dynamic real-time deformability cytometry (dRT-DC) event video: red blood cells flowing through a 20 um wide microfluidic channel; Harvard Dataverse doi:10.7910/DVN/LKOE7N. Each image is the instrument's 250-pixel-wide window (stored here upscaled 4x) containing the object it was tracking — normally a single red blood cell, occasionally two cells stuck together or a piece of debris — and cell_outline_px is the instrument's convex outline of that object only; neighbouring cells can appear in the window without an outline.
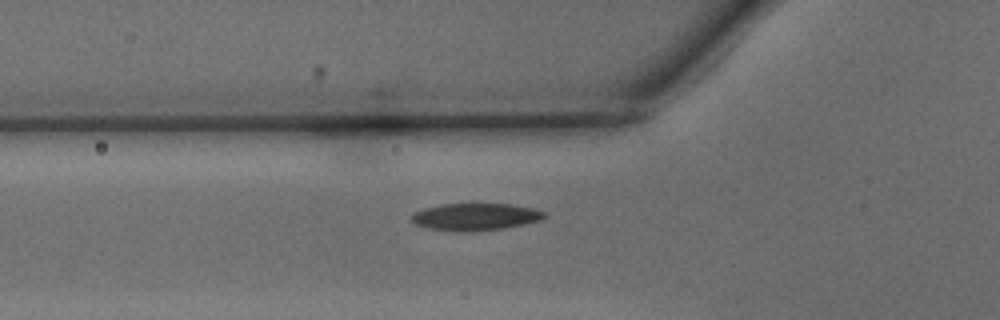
{"species": "common noctule bat (a hibernating species)", "species_latin": "Nyctalus noctula", "temperature_condition": "warm", "stored_images_in_passage": 36, "camera_frame_rate_fps": 3000, "um_per_image_px": 0.085, "animal": {"sex": "male", "body_mass_g": 15.6}, "frame": {"image": 1, "passage_image": 5, "time_ms": 1.333, "image_size_px": [1000, 320], "cell_outline_px": [[548, 216], [540, 220], [524, 224], [504, 228], [464, 232], [456, 232], [428, 228], [416, 224], [412, 220], [412, 216], [416, 212], [424, 208], [440, 204], [512, 204], [532, 208], [544, 212]], "centroid_in_image_um": [40.42, 18.43], "position_along_channel_um": 85.4, "area_um2": 20.92}}
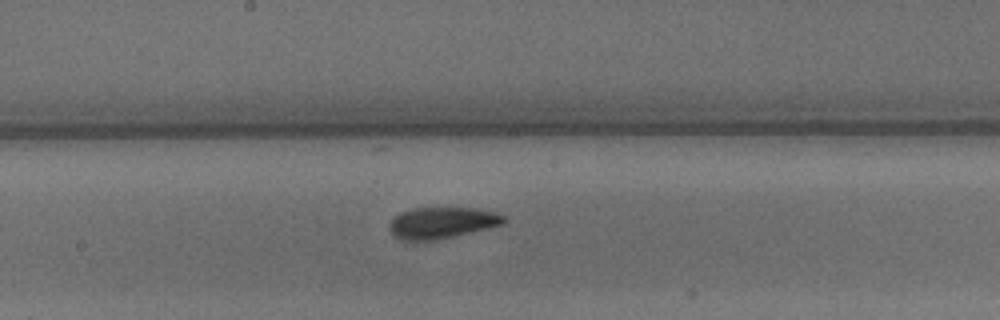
{"frame": {"image": 2, "passage_image": 14, "time_ms": 4.333, "image_size_px": [1000, 320], "cell_outline_px": [[504, 224], [456, 236], [436, 240], [404, 240], [396, 236], [388, 228], [388, 224], [400, 212], [412, 208], [476, 208], [492, 212], [504, 216]], "centroid_in_image_um": [37.55, 18.93], "position_along_channel_um": 210.7, "area_um2": 20.69}}
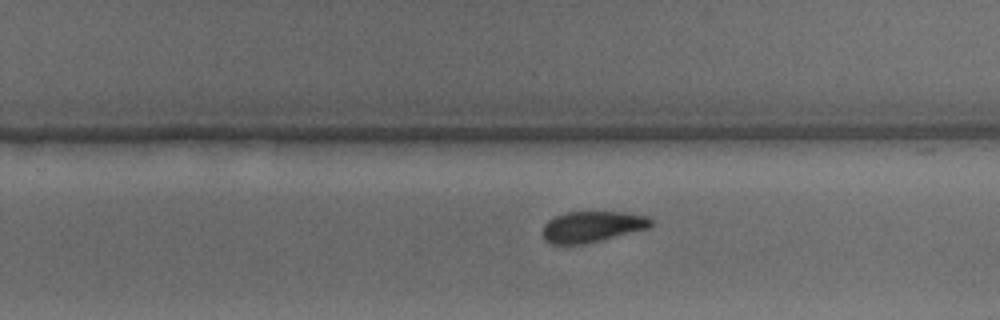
{"frame": {"image": 3, "passage_image": 19, "time_ms": 6.0, "image_size_px": [1000, 320], "cell_outline_px": [[652, 224], [648, 228], [584, 244], [552, 244], [544, 240], [544, 224], [548, 220], [564, 212], [624, 212], [644, 216], [652, 220]], "centroid_in_image_um": [50.3, 19.26], "position_along_channel_um": 279.5, "area_um2": 19.25}, "authors_computed_cell_mechanics": {"area_um2": 20.3745, "velocity_mm_per_s": 4.1486, "shape_relaxation_time_tau1_ms": 2.958, "shape_relaxation_time_tau2_ms": 3.279, "deformation_change_tau1": 0.1103, "deformation_change_tau2": 0.0831}}